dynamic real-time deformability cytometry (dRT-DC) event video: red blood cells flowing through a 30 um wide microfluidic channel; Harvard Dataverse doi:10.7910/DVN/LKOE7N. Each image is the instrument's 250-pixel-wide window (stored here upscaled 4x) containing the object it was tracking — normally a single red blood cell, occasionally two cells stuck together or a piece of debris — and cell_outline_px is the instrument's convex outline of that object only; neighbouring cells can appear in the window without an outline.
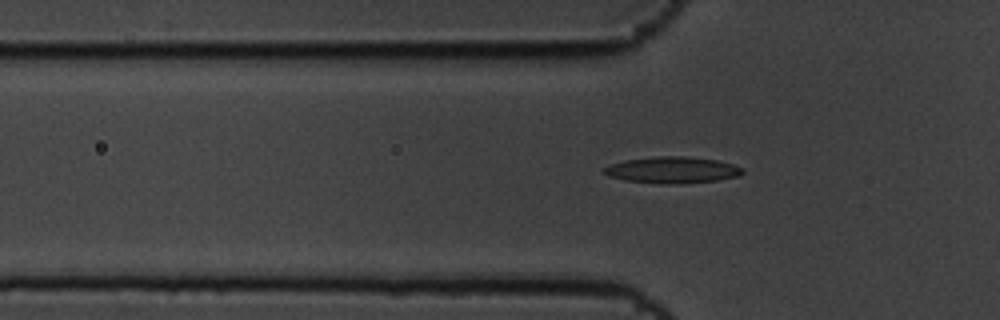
{"species": "common noctule bat (a hibernating species)", "species_latin": "Nyctalus noctula", "temperature_condition": "cold", "stored_images_in_passage": 59, "camera_frame_rate_fps": 3000, "um_per_image_px": 0.085, "animal": {"sex": "male", "body_mass_g": 19.5, "forearm_length_mm": 54.6}, "frame": {"image": 1, "passage_image": 20, "time_ms": 6.333, "image_size_px": [1000, 320], "cell_outline_px": [[744, 172], [740, 176], [716, 180], [668, 184], [660, 184], [624, 180], [608, 176], [600, 172], [604, 168], [612, 164], [624, 160], [656, 156], [684, 156], [716, 160], [732, 164], [744, 168]], "centroid_in_image_um": [57.12, 14.44], "position_along_channel_um": 68.7, "area_um2": 21.33}}
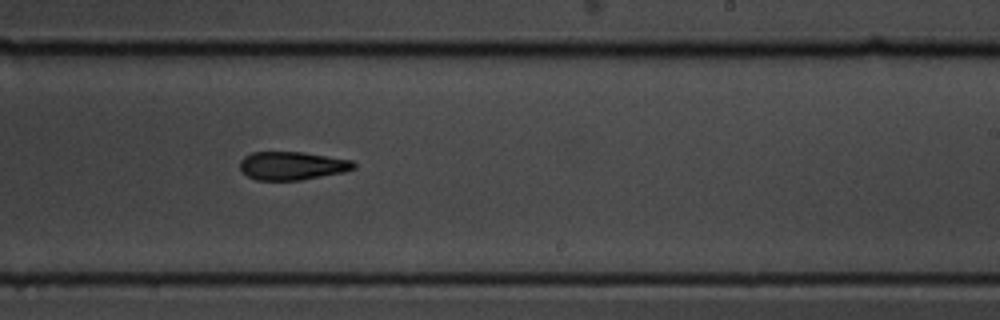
{"frame": {"image": 2, "passage_image": 37, "time_ms": 12.0, "image_size_px": [1000, 320], "cell_outline_px": [[356, 168], [344, 172], [300, 180], [256, 180], [248, 176], [240, 168], [240, 160], [244, 156], [252, 152], [304, 152], [352, 160], [356, 164]], "centroid_in_image_um": [24.84, 14.08], "position_along_channel_um": 264.2, "area_um2": 18.79}}
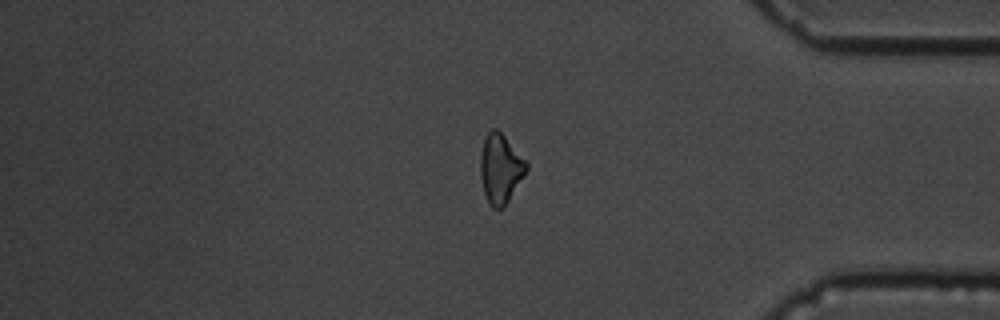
{"frame": {"image": 3, "passage_image": 50, "time_ms": 16.333, "image_size_px": [1000, 320], "cell_outline_px": [[528, 168], [504, 208], [492, 208], [488, 204], [484, 192], [480, 176], [480, 152], [484, 136], [492, 128], [496, 128], [528, 160]], "centroid_in_image_um": [42.53, 14.32], "position_along_channel_um": 392.7, "area_um2": 18.84}}